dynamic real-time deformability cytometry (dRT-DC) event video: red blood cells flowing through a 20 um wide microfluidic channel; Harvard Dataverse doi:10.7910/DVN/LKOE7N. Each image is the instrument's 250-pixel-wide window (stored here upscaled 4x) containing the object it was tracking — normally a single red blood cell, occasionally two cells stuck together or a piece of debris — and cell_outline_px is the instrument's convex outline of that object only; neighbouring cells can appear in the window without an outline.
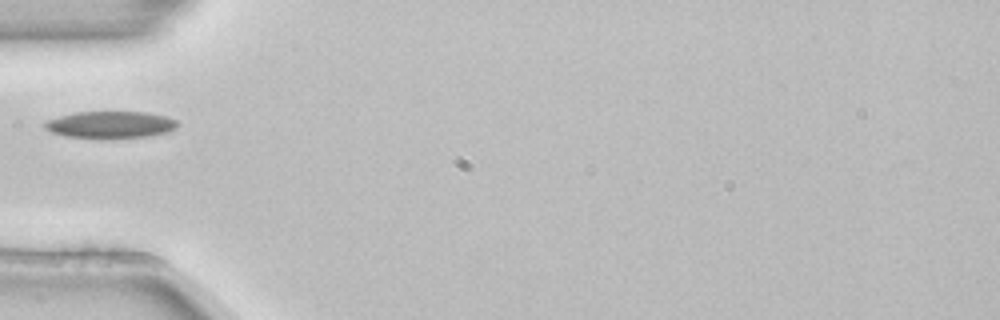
{"species": "common noctule bat (a hibernating species)", "species_latin": "Nyctalus noctula", "temperature_condition": "room temperature", "stored_images_in_passage": 1, "camera_frame_rate_fps": 3000, "um_per_image_px": 0.085, "animal": {"sex": "female", "body_mass_g": 22.7, "forearm_length_mm": 54.2}, "frame": {"image": 1, "passage_image": 1, "time_ms": 0.0, "image_size_px": [1000, 320], "cell_outline_px": [[176, 128], [168, 132], [148, 136], [64, 136], [52, 132], [44, 128], [40, 124], [48, 120], [60, 116], [76, 112], [148, 112], [168, 116], [176, 120]], "centroid_in_image_um": [9.39, 10.56], "position_along_channel_um": 75.6, "area_um2": 20.17}}